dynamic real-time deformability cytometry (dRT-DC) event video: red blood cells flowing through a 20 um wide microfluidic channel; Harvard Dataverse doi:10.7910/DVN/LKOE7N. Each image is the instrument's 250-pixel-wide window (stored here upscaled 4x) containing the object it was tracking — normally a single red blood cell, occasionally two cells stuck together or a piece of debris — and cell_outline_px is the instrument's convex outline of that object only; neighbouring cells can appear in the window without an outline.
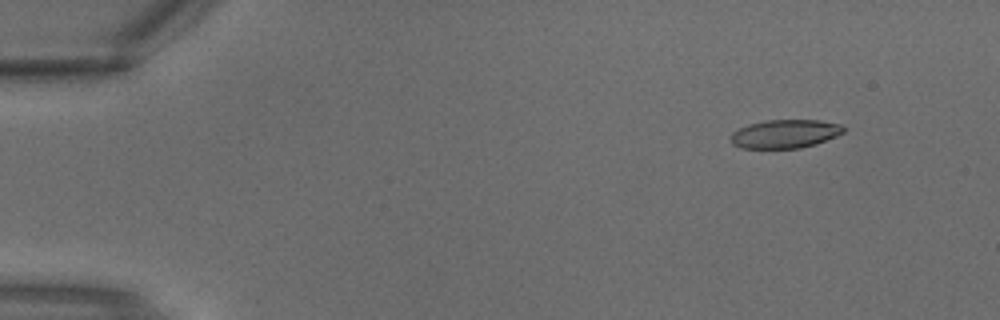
{"species": "common noctule bat (a hibernating species)", "species_latin": "Nyctalus noctula", "temperature_condition": "warm", "stored_images_in_passage": 3, "segment_of_instrument_passage": [2, 2], "camera_frame_rate_fps": 3000, "um_per_image_px": 0.085, "animal": {"sex": "male", "body_mass_g": 18.8}, "frame": {"image": 1, "passage_image": 3, "time_ms": 0.667, "image_size_px": [1000, 320], "cell_outline_px": [[844, 132], [836, 136], [816, 144], [800, 148], [740, 148], [732, 144], [732, 132], [748, 124], [768, 120], [820, 120], [840, 124], [844, 128]], "centroid_in_image_um": [66.73, 11.38], "position_along_channel_um": 18.3, "area_um2": 18.67}}